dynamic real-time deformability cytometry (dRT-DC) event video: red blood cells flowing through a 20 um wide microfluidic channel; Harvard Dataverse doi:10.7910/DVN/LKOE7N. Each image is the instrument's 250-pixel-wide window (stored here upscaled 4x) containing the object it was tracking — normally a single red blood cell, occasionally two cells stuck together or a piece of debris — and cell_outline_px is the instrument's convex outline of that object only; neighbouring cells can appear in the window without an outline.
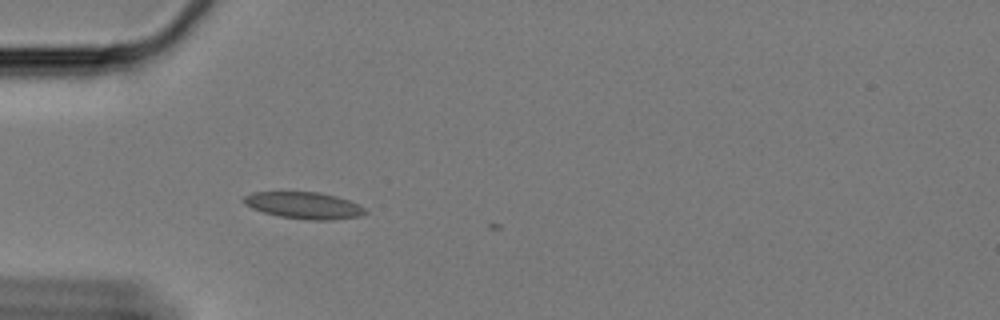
{"species": "Egyptian fruit bat (a non-hibernating species)", "species_latin": "Rousettus aegyptiacus", "temperature_condition": "cold", "stored_images_in_passage": 3, "camera_frame_rate_fps": 3000, "um_per_image_px": 0.085, "animal": {"sex": "female"}, "frame": {"image": 1, "passage_image": 2, "time_ms": 0.333, "image_size_px": [1000, 320], "cell_outline_px": [[368, 212], [360, 216], [332, 220], [308, 220], [280, 216], [264, 212], [252, 208], [244, 204], [244, 196], [252, 192], [320, 192], [336, 196], [348, 200], [364, 208]], "centroid_in_image_um": [25.84, 17.46], "position_along_channel_um": 59.2, "area_um2": 18.79}}